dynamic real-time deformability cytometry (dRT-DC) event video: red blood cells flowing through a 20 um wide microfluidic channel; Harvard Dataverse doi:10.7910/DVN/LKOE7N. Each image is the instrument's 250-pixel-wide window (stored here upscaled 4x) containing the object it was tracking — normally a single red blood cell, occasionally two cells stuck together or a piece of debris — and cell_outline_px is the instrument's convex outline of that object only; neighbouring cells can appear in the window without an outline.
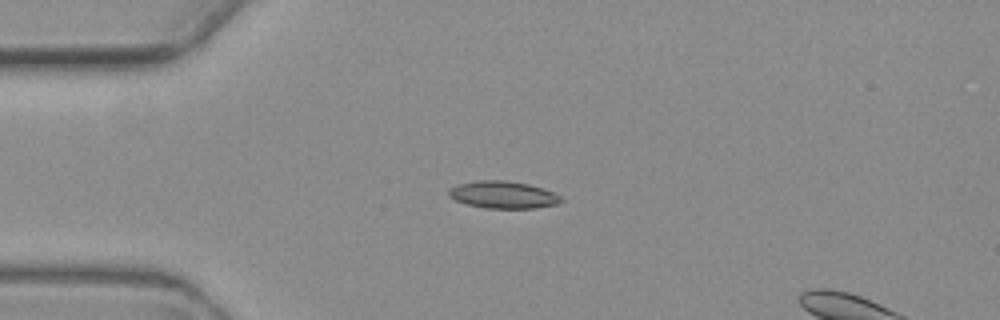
{"species": "common noctule bat (a hibernating species)", "species_latin": "Nyctalus noctula", "temperature_condition": "warm", "stored_images_in_passage": 4, "camera_frame_rate_fps": 3000, "um_per_image_px": 0.085, "animal": {"sex": "female", "body_mass_g": 19.3, "forearm_length_mm": 54.1}, "frame": {"image": 1, "passage_image": 3, "time_ms": 3.333, "image_size_px": [1000, 320], "cell_outline_px": [[564, 200], [560, 204], [536, 208], [484, 208], [468, 204], [456, 200], [448, 196], [448, 188], [456, 184], [476, 180], [504, 180], [528, 184], [544, 188], [560, 196]], "centroid_in_image_um": [42.76, 16.55], "position_along_channel_um": 42.2, "area_um2": 18.03}}